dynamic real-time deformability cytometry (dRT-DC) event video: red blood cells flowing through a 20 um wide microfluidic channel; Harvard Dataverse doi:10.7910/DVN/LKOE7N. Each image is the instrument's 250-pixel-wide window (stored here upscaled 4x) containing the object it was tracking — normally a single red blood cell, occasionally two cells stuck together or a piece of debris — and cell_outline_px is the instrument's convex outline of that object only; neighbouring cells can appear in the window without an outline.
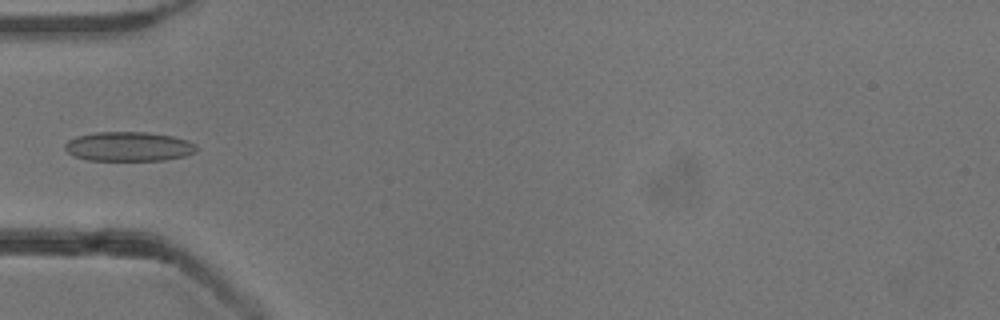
{"species": "common noctule bat (a hibernating species)", "species_latin": "Nyctalus noctula", "temperature_condition": "cold", "stored_images_in_passage": 4, "camera_frame_rate_fps": 3000, "um_per_image_px": 0.085, "animal": {"sex": "male", "body_mass_g": 13.3}, "frame": {"image": 1, "passage_image": 4, "time_ms": 3.333, "image_size_px": [1000, 320], "cell_outline_px": [[200, 148], [196, 152], [184, 156], [164, 160], [88, 160], [76, 156], [68, 152], [64, 148], [64, 144], [68, 140], [76, 136], [96, 132], [148, 132], [172, 136], [188, 140], [196, 144]], "centroid_in_image_um": [10.97, 12.45], "position_along_channel_um": 74.0, "area_um2": 22.66}}